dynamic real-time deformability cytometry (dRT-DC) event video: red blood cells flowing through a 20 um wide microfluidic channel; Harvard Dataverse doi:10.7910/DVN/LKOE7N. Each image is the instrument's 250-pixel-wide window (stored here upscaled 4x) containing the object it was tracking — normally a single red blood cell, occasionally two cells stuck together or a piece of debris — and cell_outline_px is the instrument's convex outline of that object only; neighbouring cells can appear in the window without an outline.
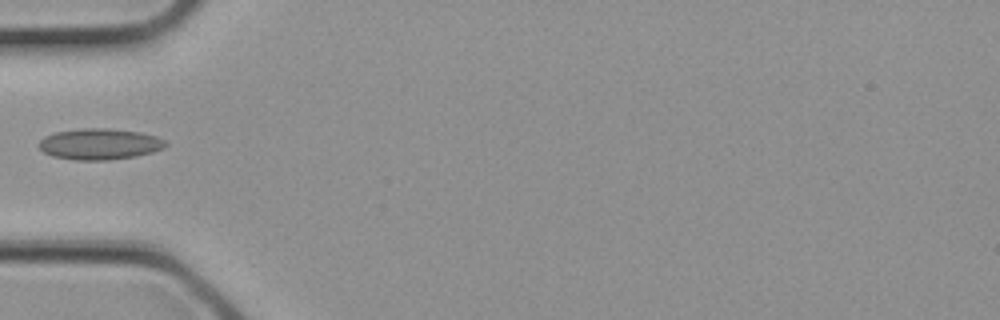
{"species": "common noctule bat (a hibernating species)", "species_latin": "Nyctalus noctula", "temperature_condition": "cold", "stored_images_in_passage": 3, "camera_frame_rate_fps": 3000, "um_per_image_px": 0.085, "animal": {"sex": "female", "body_mass_g": 21.9}, "frame": {"image": 1, "passage_image": 3, "time_ms": 0.667, "image_size_px": [1000, 320], "cell_outline_px": [[168, 144], [164, 148], [152, 152], [136, 156], [108, 160], [76, 160], [52, 156], [44, 152], [36, 144], [44, 136], [56, 132], [80, 128], [108, 128], [140, 132], [156, 136], [164, 140]], "centroid_in_image_um": [8.45, 12.24], "position_along_channel_um": 76.5, "area_um2": 23.06}}